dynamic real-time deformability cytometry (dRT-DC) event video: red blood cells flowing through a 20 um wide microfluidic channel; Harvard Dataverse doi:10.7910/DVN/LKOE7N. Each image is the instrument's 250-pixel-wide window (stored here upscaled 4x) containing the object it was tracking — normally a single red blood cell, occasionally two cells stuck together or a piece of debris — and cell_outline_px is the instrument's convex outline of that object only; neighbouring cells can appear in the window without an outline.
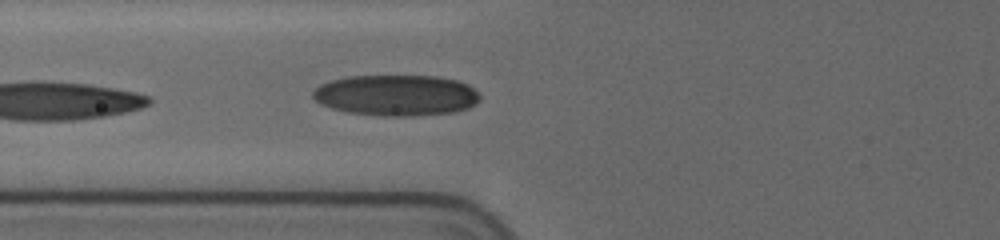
{"species": "human", "species_latin": "Homo sapiens", "temperature_condition": "cold", "stored_images_in_passage": 12, "camera_frame_rate_fps": 3000, "um_per_image_px": 0.085, "donor": {"sex": "female"}, "frame": {"image": 1, "passage_image": 12, "time_ms": 9.0, "image_size_px": [1000, 240], "cell_outline_px": [[480, 100], [476, 104], [468, 108], [456, 112], [408, 116], [388, 116], [348, 112], [332, 108], [320, 104], [312, 96], [312, 92], [320, 84], [332, 80], [348, 76], [436, 76], [456, 80], [468, 84], [480, 96]], "centroid_in_image_um": [33.69, 8.1], "position_along_channel_um": 92.1, "area_um2": 39.82}}